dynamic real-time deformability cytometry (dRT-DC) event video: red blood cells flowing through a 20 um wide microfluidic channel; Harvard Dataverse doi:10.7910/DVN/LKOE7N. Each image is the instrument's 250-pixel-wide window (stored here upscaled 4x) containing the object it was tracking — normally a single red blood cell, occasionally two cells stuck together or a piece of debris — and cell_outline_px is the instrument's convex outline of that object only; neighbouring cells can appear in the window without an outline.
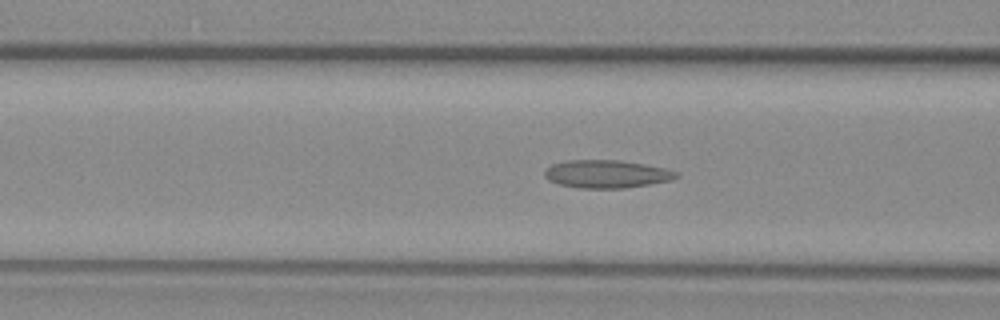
{"species": "common noctule bat (a hibernating species)", "species_latin": "Nyctalus noctula", "temperature_condition": "warm", "stored_images_in_passage": 50, "camera_frame_rate_fps": 3000, "um_per_image_px": 0.085, "animal": {"sex": "female", "body_mass_g": 29.2, "forearm_length_mm": 56.3}, "frame": {"image": 1, "passage_image": 16, "time_ms": 5.0, "image_size_px": [1000, 320], "cell_outline_px": [[680, 176], [672, 180], [624, 188], [580, 188], [556, 184], [548, 180], [544, 176], [544, 172], [552, 164], [568, 160], [616, 160], [644, 164], [664, 168], [680, 172]], "centroid_in_image_um": [51.56, 14.79], "position_along_channel_um": 115.0, "area_um2": 21.44}}
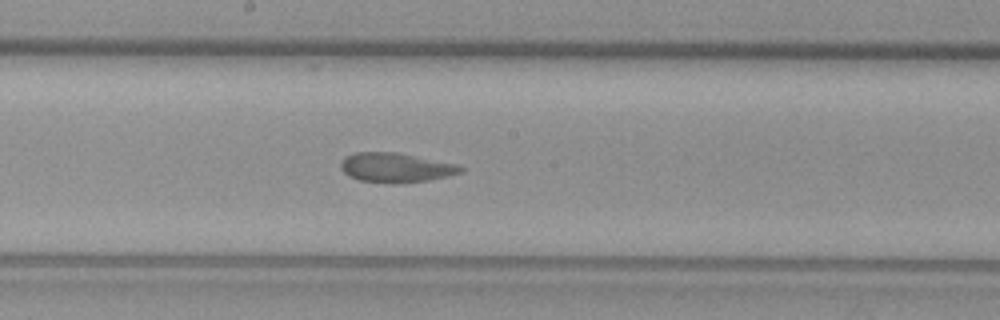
{"frame": {"image": 2, "passage_image": 24, "time_ms": 7.667, "image_size_px": [1000, 320], "cell_outline_px": [[464, 172], [448, 176], [428, 180], [392, 184], [360, 180], [348, 176], [340, 168], [340, 160], [344, 156], [356, 152], [396, 152], [456, 164], [464, 168]], "centroid_in_image_um": [33.6, 14.25], "position_along_channel_um": 214.6, "area_um2": 20.69}}
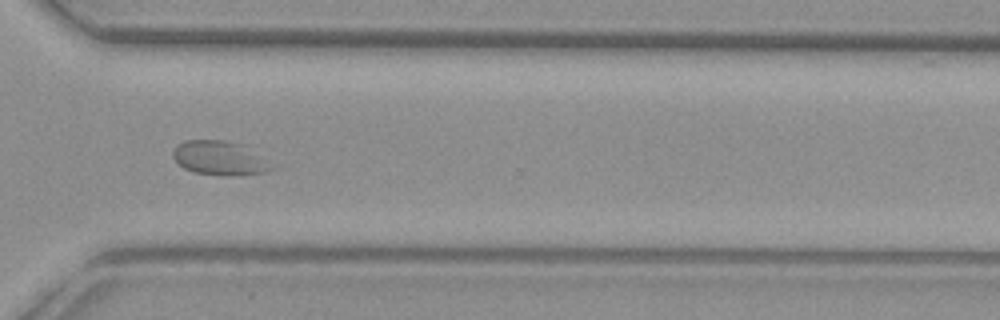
{"frame": {"image": 3, "passage_image": 35, "time_ms": 11.333, "image_size_px": [1000, 320], "cell_outline_px": [[276, 168], [268, 172], [236, 176], [228, 176], [192, 172], [184, 168], [172, 156], [172, 152], [176, 144], [184, 140], [224, 140], [240, 144]], "centroid_in_image_um": [18.61, 13.45], "position_along_channel_um": 352.0, "area_um2": 19.42}, "authors_computed_cell_mechanics": {"area_um2": 21.5305, "velocity_mm_per_s": 3.7379, "shape_relaxation_time_tau1_ms": null, "shape_relaxation_time_tau2_ms": 0.9031, "deformation_change_tau1": null, "deformation_change_tau2": 0.0606}}